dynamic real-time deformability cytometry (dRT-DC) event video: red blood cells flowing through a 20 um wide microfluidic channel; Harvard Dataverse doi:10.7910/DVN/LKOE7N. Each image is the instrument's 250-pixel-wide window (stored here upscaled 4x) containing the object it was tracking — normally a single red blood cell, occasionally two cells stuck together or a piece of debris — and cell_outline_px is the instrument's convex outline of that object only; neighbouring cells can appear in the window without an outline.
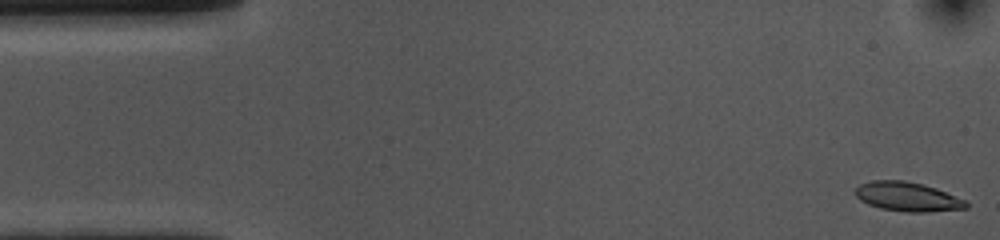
{"species": "common noctule bat (a hibernating species)", "species_latin": "Nyctalus noctula", "temperature_condition": "cold", "stored_images_in_passage": 47, "camera_frame_rate_fps": 3000, "um_per_image_px": 0.085, "animal": {"sex": "female", "body_mass_g": 10.0, "forearm_length_mm": 53.1}, "frame": {"image": 1, "passage_image": 1, "time_ms": 0.0, "image_size_px": [1000, 240], "cell_outline_px": [[968, 208], [924, 212], [908, 212], [880, 208], [868, 204], [860, 200], [856, 196], [856, 188], [860, 184], [872, 180], [904, 180], [924, 184], [936, 188], [964, 200], [968, 204]], "centroid_in_image_um": [77.12, 16.71], "position_along_channel_um": 7.9, "area_um2": 18.73}}
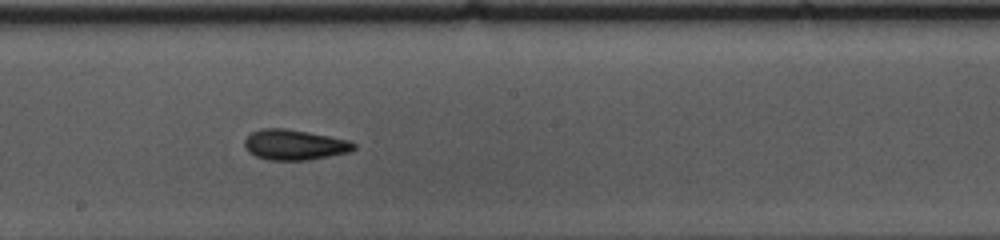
{"frame": {"image": 2, "passage_image": 28, "time_ms": 9.0, "image_size_px": [1000, 240], "cell_outline_px": [[356, 148], [348, 152], [308, 160], [268, 160], [256, 156], [248, 152], [244, 144], [244, 140], [252, 132], [260, 128], [284, 128], [308, 132], [348, 140], [356, 144]], "centroid_in_image_um": [25.0, 12.3], "position_along_channel_um": 223.2, "area_um2": 19.25}}
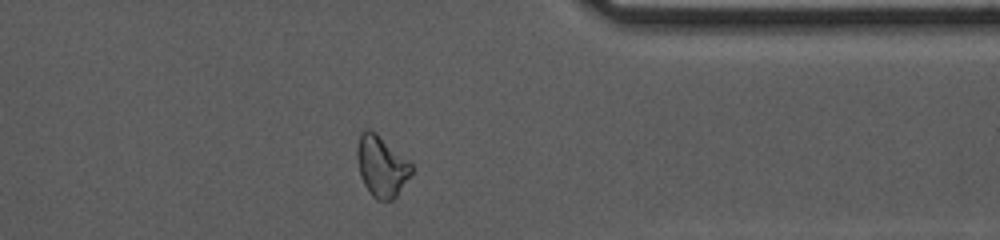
{"frame": {"image": 3, "passage_image": 42, "time_ms": 13.667, "image_size_px": [1000, 240], "cell_outline_px": [[412, 172], [396, 196], [392, 200], [376, 200], [372, 196], [364, 184], [360, 176], [356, 160], [356, 148], [360, 132], [368, 128], [376, 132], [408, 160], [412, 164]], "centroid_in_image_um": [32.39, 14.11], "position_along_channel_um": 379.0, "area_um2": 19.36}, "authors_computed_cell_mechanics": {"area_um2": 19.1896, "velocity_mm_per_s": 3.6154, "shape_relaxation_time_tau1_ms": 4.1845, "shape_relaxation_time_tau2_ms": 2.1873, "deformation_change_tau1": 0.1323, "deformation_change_tau2": 0.0795}}